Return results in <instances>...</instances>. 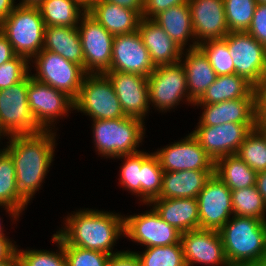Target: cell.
<instances>
[{
    "instance_id": "cell-6",
    "label": "cell",
    "mask_w": 266,
    "mask_h": 266,
    "mask_svg": "<svg viewBox=\"0 0 266 266\" xmlns=\"http://www.w3.org/2000/svg\"><path fill=\"white\" fill-rule=\"evenodd\" d=\"M89 115L92 120L126 117L114 86L105 74H87L79 94L74 100V110Z\"/></svg>"
},
{
    "instance_id": "cell-17",
    "label": "cell",
    "mask_w": 266,
    "mask_h": 266,
    "mask_svg": "<svg viewBox=\"0 0 266 266\" xmlns=\"http://www.w3.org/2000/svg\"><path fill=\"white\" fill-rule=\"evenodd\" d=\"M155 68L138 30L114 36L111 66L107 72H127L148 77Z\"/></svg>"
},
{
    "instance_id": "cell-4",
    "label": "cell",
    "mask_w": 266,
    "mask_h": 266,
    "mask_svg": "<svg viewBox=\"0 0 266 266\" xmlns=\"http://www.w3.org/2000/svg\"><path fill=\"white\" fill-rule=\"evenodd\" d=\"M140 119L121 117L116 119L93 120V141L98 154L106 158H117L140 152L145 128Z\"/></svg>"
},
{
    "instance_id": "cell-15",
    "label": "cell",
    "mask_w": 266,
    "mask_h": 266,
    "mask_svg": "<svg viewBox=\"0 0 266 266\" xmlns=\"http://www.w3.org/2000/svg\"><path fill=\"white\" fill-rule=\"evenodd\" d=\"M197 203L201 229L219 231L234 215L231 190L215 174L206 181Z\"/></svg>"
},
{
    "instance_id": "cell-24",
    "label": "cell",
    "mask_w": 266,
    "mask_h": 266,
    "mask_svg": "<svg viewBox=\"0 0 266 266\" xmlns=\"http://www.w3.org/2000/svg\"><path fill=\"white\" fill-rule=\"evenodd\" d=\"M186 50V54H184V50L182 51L185 59H182L183 55L181 54L180 62L185 69L189 98L195 103L202 97L207 88L213 84L217 74L207 56L199 47L187 48Z\"/></svg>"
},
{
    "instance_id": "cell-35",
    "label": "cell",
    "mask_w": 266,
    "mask_h": 266,
    "mask_svg": "<svg viewBox=\"0 0 266 266\" xmlns=\"http://www.w3.org/2000/svg\"><path fill=\"white\" fill-rule=\"evenodd\" d=\"M136 254L141 266H187L181 243L147 247L142 253Z\"/></svg>"
},
{
    "instance_id": "cell-48",
    "label": "cell",
    "mask_w": 266,
    "mask_h": 266,
    "mask_svg": "<svg viewBox=\"0 0 266 266\" xmlns=\"http://www.w3.org/2000/svg\"><path fill=\"white\" fill-rule=\"evenodd\" d=\"M17 251V246L7 237H0V262L11 258Z\"/></svg>"
},
{
    "instance_id": "cell-32",
    "label": "cell",
    "mask_w": 266,
    "mask_h": 266,
    "mask_svg": "<svg viewBox=\"0 0 266 266\" xmlns=\"http://www.w3.org/2000/svg\"><path fill=\"white\" fill-rule=\"evenodd\" d=\"M38 8L45 26L77 27L87 11L75 0H43Z\"/></svg>"
},
{
    "instance_id": "cell-20",
    "label": "cell",
    "mask_w": 266,
    "mask_h": 266,
    "mask_svg": "<svg viewBox=\"0 0 266 266\" xmlns=\"http://www.w3.org/2000/svg\"><path fill=\"white\" fill-rule=\"evenodd\" d=\"M188 4L198 45L207 40L223 39L229 33L224 0H188Z\"/></svg>"
},
{
    "instance_id": "cell-26",
    "label": "cell",
    "mask_w": 266,
    "mask_h": 266,
    "mask_svg": "<svg viewBox=\"0 0 266 266\" xmlns=\"http://www.w3.org/2000/svg\"><path fill=\"white\" fill-rule=\"evenodd\" d=\"M214 170L163 172L162 188L157 198H197Z\"/></svg>"
},
{
    "instance_id": "cell-18",
    "label": "cell",
    "mask_w": 266,
    "mask_h": 266,
    "mask_svg": "<svg viewBox=\"0 0 266 266\" xmlns=\"http://www.w3.org/2000/svg\"><path fill=\"white\" fill-rule=\"evenodd\" d=\"M180 242L187 266H193L194 263L230 266L218 230L198 228L186 231L181 234Z\"/></svg>"
},
{
    "instance_id": "cell-2",
    "label": "cell",
    "mask_w": 266,
    "mask_h": 266,
    "mask_svg": "<svg viewBox=\"0 0 266 266\" xmlns=\"http://www.w3.org/2000/svg\"><path fill=\"white\" fill-rule=\"evenodd\" d=\"M65 222L56 233L71 246L112 255L114 243L124 236V217L113 212L82 209L67 216Z\"/></svg>"
},
{
    "instance_id": "cell-36",
    "label": "cell",
    "mask_w": 266,
    "mask_h": 266,
    "mask_svg": "<svg viewBox=\"0 0 266 266\" xmlns=\"http://www.w3.org/2000/svg\"><path fill=\"white\" fill-rule=\"evenodd\" d=\"M141 202L145 205L160 195L163 169L158 157L152 153L141 166Z\"/></svg>"
},
{
    "instance_id": "cell-41",
    "label": "cell",
    "mask_w": 266,
    "mask_h": 266,
    "mask_svg": "<svg viewBox=\"0 0 266 266\" xmlns=\"http://www.w3.org/2000/svg\"><path fill=\"white\" fill-rule=\"evenodd\" d=\"M67 266H107L111 255L97 250L68 245L63 239Z\"/></svg>"
},
{
    "instance_id": "cell-46",
    "label": "cell",
    "mask_w": 266,
    "mask_h": 266,
    "mask_svg": "<svg viewBox=\"0 0 266 266\" xmlns=\"http://www.w3.org/2000/svg\"><path fill=\"white\" fill-rule=\"evenodd\" d=\"M107 266H141L140 260L134 251H117L108 260Z\"/></svg>"
},
{
    "instance_id": "cell-39",
    "label": "cell",
    "mask_w": 266,
    "mask_h": 266,
    "mask_svg": "<svg viewBox=\"0 0 266 266\" xmlns=\"http://www.w3.org/2000/svg\"><path fill=\"white\" fill-rule=\"evenodd\" d=\"M207 56L217 76L235 74L233 59L223 39L207 40L198 45Z\"/></svg>"
},
{
    "instance_id": "cell-37",
    "label": "cell",
    "mask_w": 266,
    "mask_h": 266,
    "mask_svg": "<svg viewBox=\"0 0 266 266\" xmlns=\"http://www.w3.org/2000/svg\"><path fill=\"white\" fill-rule=\"evenodd\" d=\"M52 242L57 243L59 252L47 250H18L20 266H67L62 238L56 233L53 234Z\"/></svg>"
},
{
    "instance_id": "cell-23",
    "label": "cell",
    "mask_w": 266,
    "mask_h": 266,
    "mask_svg": "<svg viewBox=\"0 0 266 266\" xmlns=\"http://www.w3.org/2000/svg\"><path fill=\"white\" fill-rule=\"evenodd\" d=\"M148 204L181 233L200 228L197 198H155Z\"/></svg>"
},
{
    "instance_id": "cell-57",
    "label": "cell",
    "mask_w": 266,
    "mask_h": 266,
    "mask_svg": "<svg viewBox=\"0 0 266 266\" xmlns=\"http://www.w3.org/2000/svg\"><path fill=\"white\" fill-rule=\"evenodd\" d=\"M2 135L7 137V135H6L3 131L0 130V136H2ZM0 139H1V137H0ZM5 150H6L5 147H4L3 149H0V155H1L2 153H4Z\"/></svg>"
},
{
    "instance_id": "cell-3",
    "label": "cell",
    "mask_w": 266,
    "mask_h": 266,
    "mask_svg": "<svg viewBox=\"0 0 266 266\" xmlns=\"http://www.w3.org/2000/svg\"><path fill=\"white\" fill-rule=\"evenodd\" d=\"M225 257L230 266L264 261L266 258V221L235 216L219 230Z\"/></svg>"
},
{
    "instance_id": "cell-38",
    "label": "cell",
    "mask_w": 266,
    "mask_h": 266,
    "mask_svg": "<svg viewBox=\"0 0 266 266\" xmlns=\"http://www.w3.org/2000/svg\"><path fill=\"white\" fill-rule=\"evenodd\" d=\"M257 3V0H224L225 17L229 32L248 30Z\"/></svg>"
},
{
    "instance_id": "cell-45",
    "label": "cell",
    "mask_w": 266,
    "mask_h": 266,
    "mask_svg": "<svg viewBox=\"0 0 266 266\" xmlns=\"http://www.w3.org/2000/svg\"><path fill=\"white\" fill-rule=\"evenodd\" d=\"M256 127H266V78L255 88Z\"/></svg>"
},
{
    "instance_id": "cell-14",
    "label": "cell",
    "mask_w": 266,
    "mask_h": 266,
    "mask_svg": "<svg viewBox=\"0 0 266 266\" xmlns=\"http://www.w3.org/2000/svg\"><path fill=\"white\" fill-rule=\"evenodd\" d=\"M181 232L163 220L152 208L144 214L124 216V236L147 247L181 243Z\"/></svg>"
},
{
    "instance_id": "cell-12",
    "label": "cell",
    "mask_w": 266,
    "mask_h": 266,
    "mask_svg": "<svg viewBox=\"0 0 266 266\" xmlns=\"http://www.w3.org/2000/svg\"><path fill=\"white\" fill-rule=\"evenodd\" d=\"M28 104L37 124L44 131L54 129L50 126L55 124L54 122L57 118L65 115L67 116L69 110L74 109V100L70 96L58 89L35 80L30 73Z\"/></svg>"
},
{
    "instance_id": "cell-52",
    "label": "cell",
    "mask_w": 266,
    "mask_h": 266,
    "mask_svg": "<svg viewBox=\"0 0 266 266\" xmlns=\"http://www.w3.org/2000/svg\"><path fill=\"white\" fill-rule=\"evenodd\" d=\"M0 266H20L19 256L17 252L11 258L1 261Z\"/></svg>"
},
{
    "instance_id": "cell-50",
    "label": "cell",
    "mask_w": 266,
    "mask_h": 266,
    "mask_svg": "<svg viewBox=\"0 0 266 266\" xmlns=\"http://www.w3.org/2000/svg\"><path fill=\"white\" fill-rule=\"evenodd\" d=\"M16 0H0V23L15 9Z\"/></svg>"
},
{
    "instance_id": "cell-1",
    "label": "cell",
    "mask_w": 266,
    "mask_h": 266,
    "mask_svg": "<svg viewBox=\"0 0 266 266\" xmlns=\"http://www.w3.org/2000/svg\"><path fill=\"white\" fill-rule=\"evenodd\" d=\"M56 134L42 131L36 134L9 136L6 151L14 161L19 193L28 201L44 182L53 162Z\"/></svg>"
},
{
    "instance_id": "cell-34",
    "label": "cell",
    "mask_w": 266,
    "mask_h": 266,
    "mask_svg": "<svg viewBox=\"0 0 266 266\" xmlns=\"http://www.w3.org/2000/svg\"><path fill=\"white\" fill-rule=\"evenodd\" d=\"M256 173L266 170V140L256 129L246 136L237 153Z\"/></svg>"
},
{
    "instance_id": "cell-58",
    "label": "cell",
    "mask_w": 266,
    "mask_h": 266,
    "mask_svg": "<svg viewBox=\"0 0 266 266\" xmlns=\"http://www.w3.org/2000/svg\"><path fill=\"white\" fill-rule=\"evenodd\" d=\"M1 218H0V237H6L4 236L5 234L3 233V228L1 227Z\"/></svg>"
},
{
    "instance_id": "cell-40",
    "label": "cell",
    "mask_w": 266,
    "mask_h": 266,
    "mask_svg": "<svg viewBox=\"0 0 266 266\" xmlns=\"http://www.w3.org/2000/svg\"><path fill=\"white\" fill-rule=\"evenodd\" d=\"M152 153L138 152L131 155H122L117 158H125L120 172V184L132 194L141 198V166Z\"/></svg>"
},
{
    "instance_id": "cell-13",
    "label": "cell",
    "mask_w": 266,
    "mask_h": 266,
    "mask_svg": "<svg viewBox=\"0 0 266 266\" xmlns=\"http://www.w3.org/2000/svg\"><path fill=\"white\" fill-rule=\"evenodd\" d=\"M256 124L227 122L213 126L198 125L191 133L214 160L236 154L246 136Z\"/></svg>"
},
{
    "instance_id": "cell-21",
    "label": "cell",
    "mask_w": 266,
    "mask_h": 266,
    "mask_svg": "<svg viewBox=\"0 0 266 266\" xmlns=\"http://www.w3.org/2000/svg\"><path fill=\"white\" fill-rule=\"evenodd\" d=\"M203 106L204 111L198 125L213 126L227 122L256 124V93L249 98H238L215 104H194Z\"/></svg>"
},
{
    "instance_id": "cell-22",
    "label": "cell",
    "mask_w": 266,
    "mask_h": 266,
    "mask_svg": "<svg viewBox=\"0 0 266 266\" xmlns=\"http://www.w3.org/2000/svg\"><path fill=\"white\" fill-rule=\"evenodd\" d=\"M138 33L155 67L174 64L181 60L183 49L154 20L142 17L138 25Z\"/></svg>"
},
{
    "instance_id": "cell-9",
    "label": "cell",
    "mask_w": 266,
    "mask_h": 266,
    "mask_svg": "<svg viewBox=\"0 0 266 266\" xmlns=\"http://www.w3.org/2000/svg\"><path fill=\"white\" fill-rule=\"evenodd\" d=\"M81 39L84 70L87 74L110 71L114 36L87 11L77 26Z\"/></svg>"
},
{
    "instance_id": "cell-53",
    "label": "cell",
    "mask_w": 266,
    "mask_h": 266,
    "mask_svg": "<svg viewBox=\"0 0 266 266\" xmlns=\"http://www.w3.org/2000/svg\"><path fill=\"white\" fill-rule=\"evenodd\" d=\"M43 0H22L17 5L24 7H38Z\"/></svg>"
},
{
    "instance_id": "cell-11",
    "label": "cell",
    "mask_w": 266,
    "mask_h": 266,
    "mask_svg": "<svg viewBox=\"0 0 266 266\" xmlns=\"http://www.w3.org/2000/svg\"><path fill=\"white\" fill-rule=\"evenodd\" d=\"M148 87L149 104L159 111H169L183 102V98L194 104L189 98L185 69L180 61L157 66L148 76Z\"/></svg>"
},
{
    "instance_id": "cell-55",
    "label": "cell",
    "mask_w": 266,
    "mask_h": 266,
    "mask_svg": "<svg viewBox=\"0 0 266 266\" xmlns=\"http://www.w3.org/2000/svg\"><path fill=\"white\" fill-rule=\"evenodd\" d=\"M241 266H266V262L261 261V262H256V263H248V264H244Z\"/></svg>"
},
{
    "instance_id": "cell-59",
    "label": "cell",
    "mask_w": 266,
    "mask_h": 266,
    "mask_svg": "<svg viewBox=\"0 0 266 266\" xmlns=\"http://www.w3.org/2000/svg\"><path fill=\"white\" fill-rule=\"evenodd\" d=\"M258 3L266 4V0H257Z\"/></svg>"
},
{
    "instance_id": "cell-56",
    "label": "cell",
    "mask_w": 266,
    "mask_h": 266,
    "mask_svg": "<svg viewBox=\"0 0 266 266\" xmlns=\"http://www.w3.org/2000/svg\"><path fill=\"white\" fill-rule=\"evenodd\" d=\"M256 129L265 137L266 140V127H256Z\"/></svg>"
},
{
    "instance_id": "cell-19",
    "label": "cell",
    "mask_w": 266,
    "mask_h": 266,
    "mask_svg": "<svg viewBox=\"0 0 266 266\" xmlns=\"http://www.w3.org/2000/svg\"><path fill=\"white\" fill-rule=\"evenodd\" d=\"M114 86L123 112L144 122L150 110L148 77L127 72H106Z\"/></svg>"
},
{
    "instance_id": "cell-7",
    "label": "cell",
    "mask_w": 266,
    "mask_h": 266,
    "mask_svg": "<svg viewBox=\"0 0 266 266\" xmlns=\"http://www.w3.org/2000/svg\"><path fill=\"white\" fill-rule=\"evenodd\" d=\"M29 74L20 82L0 90V130L8 137L44 131L28 104Z\"/></svg>"
},
{
    "instance_id": "cell-29",
    "label": "cell",
    "mask_w": 266,
    "mask_h": 266,
    "mask_svg": "<svg viewBox=\"0 0 266 266\" xmlns=\"http://www.w3.org/2000/svg\"><path fill=\"white\" fill-rule=\"evenodd\" d=\"M28 203L18 191L14 161L5 150L0 155V206L16 221Z\"/></svg>"
},
{
    "instance_id": "cell-27",
    "label": "cell",
    "mask_w": 266,
    "mask_h": 266,
    "mask_svg": "<svg viewBox=\"0 0 266 266\" xmlns=\"http://www.w3.org/2000/svg\"><path fill=\"white\" fill-rule=\"evenodd\" d=\"M152 20L161 26L167 35L183 50L188 41L192 43L189 49L197 48L198 44L194 36L191 11L188 2L160 12Z\"/></svg>"
},
{
    "instance_id": "cell-28",
    "label": "cell",
    "mask_w": 266,
    "mask_h": 266,
    "mask_svg": "<svg viewBox=\"0 0 266 266\" xmlns=\"http://www.w3.org/2000/svg\"><path fill=\"white\" fill-rule=\"evenodd\" d=\"M43 50L52 51L84 68V55L77 27L45 26Z\"/></svg>"
},
{
    "instance_id": "cell-47",
    "label": "cell",
    "mask_w": 266,
    "mask_h": 266,
    "mask_svg": "<svg viewBox=\"0 0 266 266\" xmlns=\"http://www.w3.org/2000/svg\"><path fill=\"white\" fill-rule=\"evenodd\" d=\"M17 55L6 36L0 31V66L10 61Z\"/></svg>"
},
{
    "instance_id": "cell-49",
    "label": "cell",
    "mask_w": 266,
    "mask_h": 266,
    "mask_svg": "<svg viewBox=\"0 0 266 266\" xmlns=\"http://www.w3.org/2000/svg\"><path fill=\"white\" fill-rule=\"evenodd\" d=\"M104 1L137 11L142 16V11L144 8V0H104Z\"/></svg>"
},
{
    "instance_id": "cell-54",
    "label": "cell",
    "mask_w": 266,
    "mask_h": 266,
    "mask_svg": "<svg viewBox=\"0 0 266 266\" xmlns=\"http://www.w3.org/2000/svg\"><path fill=\"white\" fill-rule=\"evenodd\" d=\"M77 1L85 10H88L97 0H75Z\"/></svg>"
},
{
    "instance_id": "cell-10",
    "label": "cell",
    "mask_w": 266,
    "mask_h": 266,
    "mask_svg": "<svg viewBox=\"0 0 266 266\" xmlns=\"http://www.w3.org/2000/svg\"><path fill=\"white\" fill-rule=\"evenodd\" d=\"M223 40L233 59L235 74L258 87L266 78V47L246 31L229 32Z\"/></svg>"
},
{
    "instance_id": "cell-42",
    "label": "cell",
    "mask_w": 266,
    "mask_h": 266,
    "mask_svg": "<svg viewBox=\"0 0 266 266\" xmlns=\"http://www.w3.org/2000/svg\"><path fill=\"white\" fill-rule=\"evenodd\" d=\"M29 64L25 57L16 56L0 66V90L22 81L28 74Z\"/></svg>"
},
{
    "instance_id": "cell-25",
    "label": "cell",
    "mask_w": 266,
    "mask_h": 266,
    "mask_svg": "<svg viewBox=\"0 0 266 266\" xmlns=\"http://www.w3.org/2000/svg\"><path fill=\"white\" fill-rule=\"evenodd\" d=\"M87 12L113 36L135 32L142 18L137 11L104 0H97Z\"/></svg>"
},
{
    "instance_id": "cell-16",
    "label": "cell",
    "mask_w": 266,
    "mask_h": 266,
    "mask_svg": "<svg viewBox=\"0 0 266 266\" xmlns=\"http://www.w3.org/2000/svg\"><path fill=\"white\" fill-rule=\"evenodd\" d=\"M164 172L187 170H214L215 162L201 147L198 140L188 134L184 139L154 152Z\"/></svg>"
},
{
    "instance_id": "cell-31",
    "label": "cell",
    "mask_w": 266,
    "mask_h": 266,
    "mask_svg": "<svg viewBox=\"0 0 266 266\" xmlns=\"http://www.w3.org/2000/svg\"><path fill=\"white\" fill-rule=\"evenodd\" d=\"M214 174L233 191L255 185L257 173L236 154L215 161Z\"/></svg>"
},
{
    "instance_id": "cell-44",
    "label": "cell",
    "mask_w": 266,
    "mask_h": 266,
    "mask_svg": "<svg viewBox=\"0 0 266 266\" xmlns=\"http://www.w3.org/2000/svg\"><path fill=\"white\" fill-rule=\"evenodd\" d=\"M187 2L188 0H144L142 17L146 19H153L160 12Z\"/></svg>"
},
{
    "instance_id": "cell-8",
    "label": "cell",
    "mask_w": 266,
    "mask_h": 266,
    "mask_svg": "<svg viewBox=\"0 0 266 266\" xmlns=\"http://www.w3.org/2000/svg\"><path fill=\"white\" fill-rule=\"evenodd\" d=\"M33 60L37 72L35 75L31 73V76L35 80L66 93L73 100L77 98L87 75L81 65L43 49L33 57Z\"/></svg>"
},
{
    "instance_id": "cell-33",
    "label": "cell",
    "mask_w": 266,
    "mask_h": 266,
    "mask_svg": "<svg viewBox=\"0 0 266 266\" xmlns=\"http://www.w3.org/2000/svg\"><path fill=\"white\" fill-rule=\"evenodd\" d=\"M231 194L235 216L253 217L266 221V205L255 185L233 190Z\"/></svg>"
},
{
    "instance_id": "cell-5",
    "label": "cell",
    "mask_w": 266,
    "mask_h": 266,
    "mask_svg": "<svg viewBox=\"0 0 266 266\" xmlns=\"http://www.w3.org/2000/svg\"><path fill=\"white\" fill-rule=\"evenodd\" d=\"M45 24L38 7L17 5L0 23V31L6 36L17 56L28 61L37 55L44 45Z\"/></svg>"
},
{
    "instance_id": "cell-51",
    "label": "cell",
    "mask_w": 266,
    "mask_h": 266,
    "mask_svg": "<svg viewBox=\"0 0 266 266\" xmlns=\"http://www.w3.org/2000/svg\"><path fill=\"white\" fill-rule=\"evenodd\" d=\"M255 186L262 195L263 201L266 205V170L257 173Z\"/></svg>"
},
{
    "instance_id": "cell-43",
    "label": "cell",
    "mask_w": 266,
    "mask_h": 266,
    "mask_svg": "<svg viewBox=\"0 0 266 266\" xmlns=\"http://www.w3.org/2000/svg\"><path fill=\"white\" fill-rule=\"evenodd\" d=\"M246 32L266 47V4L257 3L251 24Z\"/></svg>"
},
{
    "instance_id": "cell-30",
    "label": "cell",
    "mask_w": 266,
    "mask_h": 266,
    "mask_svg": "<svg viewBox=\"0 0 266 266\" xmlns=\"http://www.w3.org/2000/svg\"><path fill=\"white\" fill-rule=\"evenodd\" d=\"M254 92L255 87L245 78L236 74L220 75L194 104H215L238 98H249Z\"/></svg>"
}]
</instances>
